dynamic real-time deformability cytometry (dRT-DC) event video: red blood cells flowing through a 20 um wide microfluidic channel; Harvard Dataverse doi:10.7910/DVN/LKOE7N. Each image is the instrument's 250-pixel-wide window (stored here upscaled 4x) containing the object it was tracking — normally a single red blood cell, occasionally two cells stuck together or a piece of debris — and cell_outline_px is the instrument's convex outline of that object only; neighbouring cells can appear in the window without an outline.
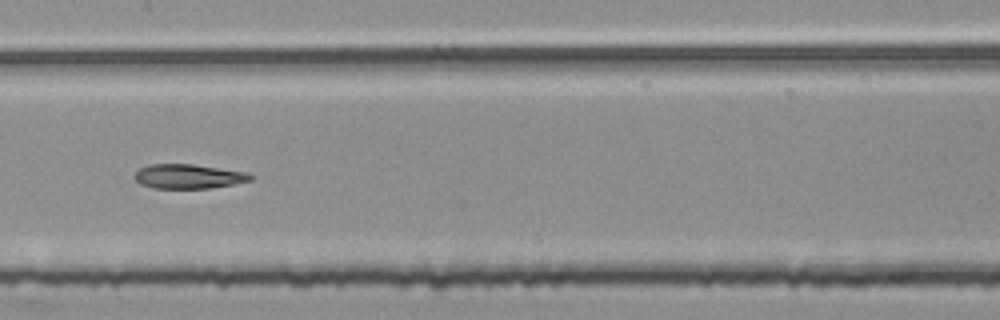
{"species": "common noctule bat (a hibernating species)", "species_latin": "Nyctalus noctula", "temperature_condition": "room temperature", "stored_images_in_passage": 53, "segment_of_instrument_passage": [2, 2], "camera_frame_rate_fps": 3000, "um_per_image_px": 0.085, "animal": {"sex": "female", "body_mass_g": 25.1}, "frame": {"image": 1, "passage_image": 26, "time_ms": 8.333, "image_size_px": [1000, 320], "cell_outline_px": [[252, 180], [212, 188], [152, 188], [140, 184], [132, 176], [140, 168], [148, 164], [192, 164], [248, 172], [252, 176]], "centroid_in_image_um": [15.99, 14.99], "position_along_channel_um": 191.4, "area_um2": 16.53}}
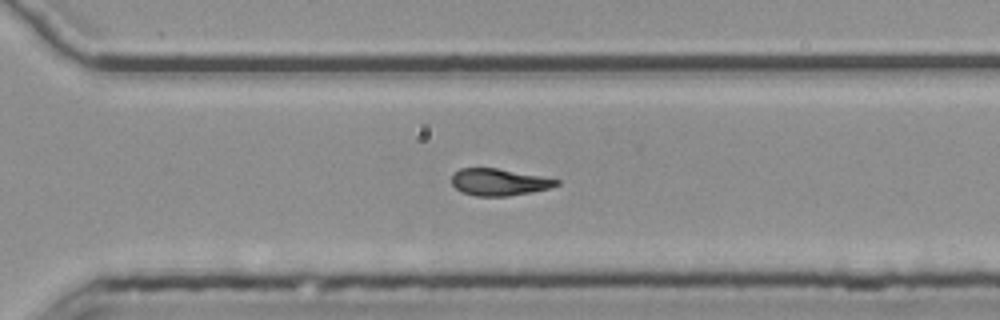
{"frame": {"image": 2, "passage_image": 37, "time_ms": 12.0, "image_size_px": [1000, 320], "cell_outline_px": [[560, 184], [548, 188], [532, 192], [508, 196], [476, 196], [460, 192], [452, 184], [452, 172], [460, 168], [496, 168], [540, 176], [560, 180]], "centroid_in_image_um": [42.37, 15.48], "position_along_channel_um": 328.2, "area_um2": 16.42}}
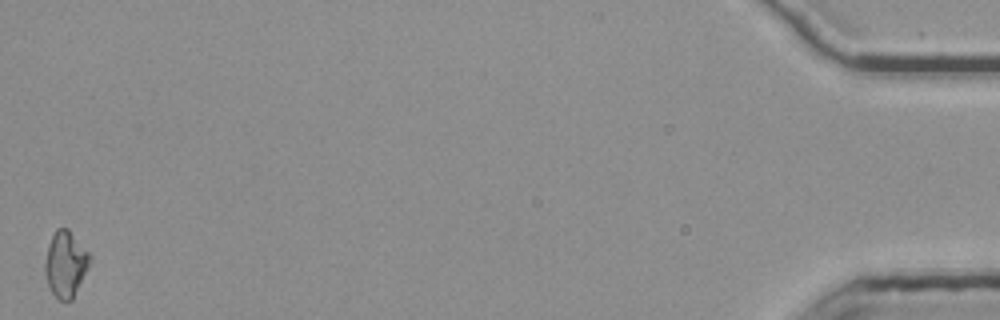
{"frame": {"image": 3, "passage_image": 53, "time_ms": 17.333, "image_size_px": [1000, 320], "cell_outline_px": [[92, 260], [72, 300], [60, 300], [52, 292], [48, 284], [44, 272], [44, 264], [48, 244], [56, 228], [68, 228], [92, 256]], "centroid_in_image_um": [5.58, 22.42], "position_along_channel_um": 429.6, "area_um2": 17.22}}